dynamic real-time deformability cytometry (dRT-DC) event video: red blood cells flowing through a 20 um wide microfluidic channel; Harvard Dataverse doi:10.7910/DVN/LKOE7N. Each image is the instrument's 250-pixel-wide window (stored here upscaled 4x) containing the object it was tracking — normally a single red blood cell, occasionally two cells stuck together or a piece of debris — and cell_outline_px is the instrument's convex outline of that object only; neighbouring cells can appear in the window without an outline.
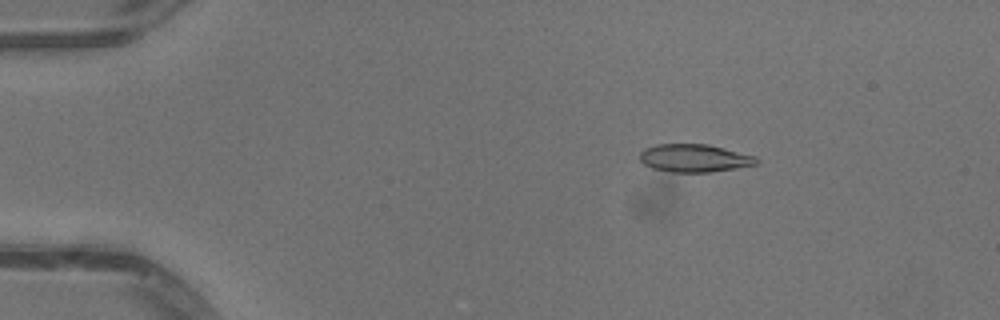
{"species": "common noctule bat (a hibernating species)", "species_latin": "Nyctalus noctula", "temperature_condition": "warm", "stored_images_in_passage": 51, "camera_frame_rate_fps": 3000, "um_per_image_px": 0.085, "animal": {"sex": "male", "body_mass_g": 13.3}, "frame": {"image": 1, "passage_image": 9, "time_ms": 2.667, "image_size_px": [1000, 320], "cell_outline_px": [[760, 160], [756, 164], [712, 172], [672, 172], [652, 168], [644, 164], [640, 160], [640, 152], [644, 148], [656, 144], [708, 144], [756, 156]], "centroid_in_image_um": [59.01, 13.43], "position_along_channel_um": 26.0, "area_um2": 18.96}}
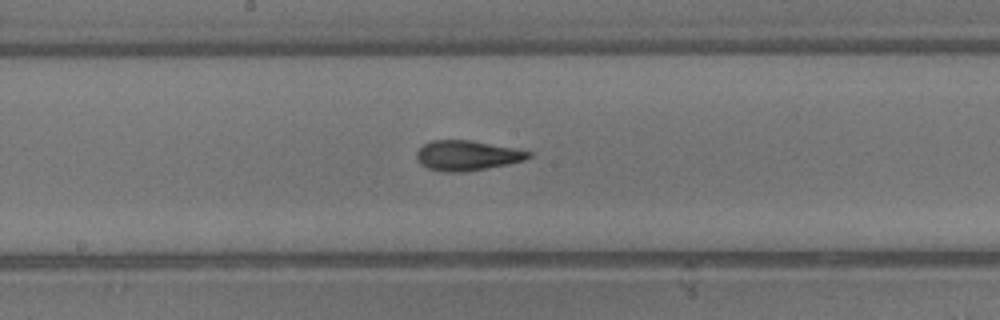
{"frame": {"image": 2, "passage_image": 28, "time_ms": 9.0, "image_size_px": [1000, 320], "cell_outline_px": [[532, 156], [524, 160], [508, 164], [460, 172], [444, 172], [428, 168], [420, 164], [416, 160], [416, 152], [424, 144], [432, 140], [472, 140], [532, 152]], "centroid_in_image_um": [39.66, 13.21], "position_along_channel_um": 208.5, "area_um2": 19.42}}
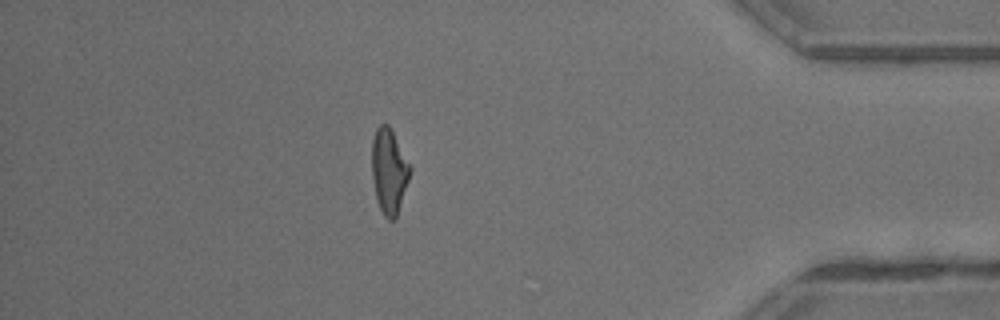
{"frame": {"image": 3, "passage_image": 45, "time_ms": 14.667, "image_size_px": [1000, 320], "cell_outline_px": [[412, 168], [396, 216], [392, 220], [388, 220], [384, 216], [380, 208], [376, 196], [372, 176], [372, 140], [376, 128], [380, 124], [388, 124]], "centroid_in_image_um": [33.05, 14.52], "position_along_channel_um": 402.1, "area_um2": 18.5}, "authors_computed_cell_mechanics": {"area_um2": 19.0162, "velocity_mm_per_s": 4.1159, "shape_relaxation_time_tau1_ms": 4.977, "shape_relaxation_time_tau2_ms": 1.4382, "deformation_change_tau1": 0.2037, "deformation_change_tau2": 0.0939}}